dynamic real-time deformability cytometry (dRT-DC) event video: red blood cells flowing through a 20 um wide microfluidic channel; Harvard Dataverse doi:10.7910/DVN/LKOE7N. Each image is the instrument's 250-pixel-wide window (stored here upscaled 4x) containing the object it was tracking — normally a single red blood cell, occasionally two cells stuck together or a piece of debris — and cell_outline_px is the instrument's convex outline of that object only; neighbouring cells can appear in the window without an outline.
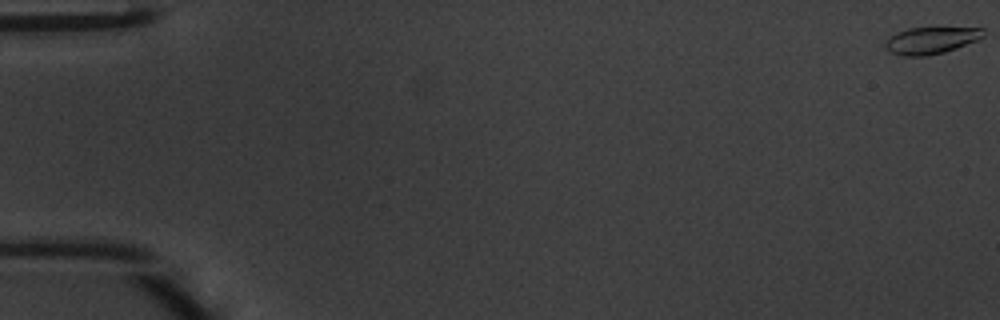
{"species": "common noctule bat (a hibernating species)", "species_latin": "Nyctalus noctula", "temperature_condition": "warm", "stored_images_in_passage": 49, "camera_frame_rate_fps": 3000, "um_per_image_px": 0.085, "animal": {"sex": "male", "body_mass_g": 20.1, "forearm_length_mm": 53.5}, "frame": {"image": 1, "passage_image": 1, "time_ms": 0.0, "image_size_px": [1000, 320], "cell_outline_px": [[984, 36], [976, 40], [956, 48], [944, 52], [928, 56], [904, 56], [888, 52], [884, 48], [884, 44], [896, 32], [908, 28], [984, 28]], "centroid_in_image_um": [79.1, 3.44], "position_along_channel_um": 5.9, "area_um2": 15.26}}
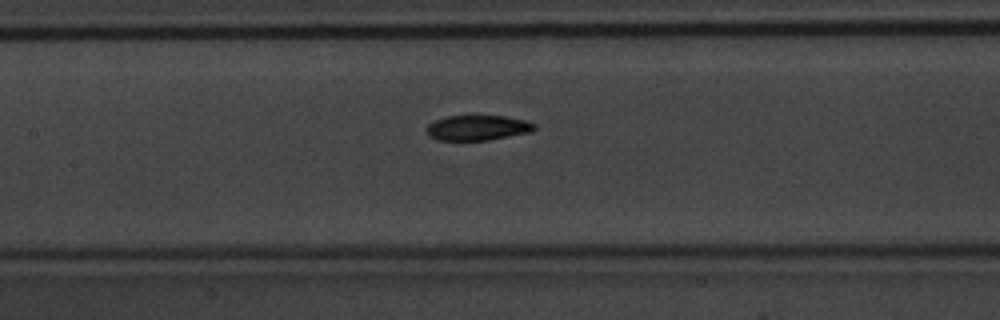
{"frame": {"image": 2, "passage_image": 24, "time_ms": 7.667, "image_size_px": [1000, 320], "cell_outline_px": [[536, 128], [532, 132], [488, 140], [436, 140], [428, 136], [428, 124], [436, 120], [448, 116], [504, 116], [524, 120], [536, 124]], "centroid_in_image_um": [40.62, 10.87], "position_along_channel_um": 166.8, "area_um2": 15.72}}
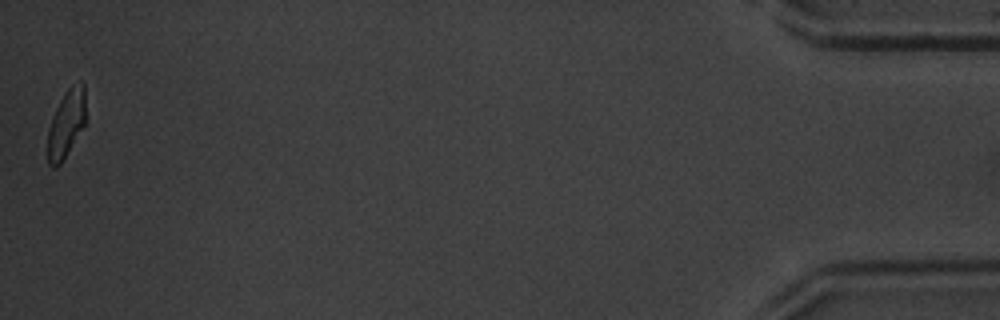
{"frame": {"image": 3, "passage_image": 49, "time_ms": 16.0, "image_size_px": [1000, 320], "cell_outline_px": [[84, 124], [60, 164], [56, 168], [52, 168], [48, 164], [48, 128], [52, 116], [64, 92], [72, 84], [80, 80], [84, 84]], "centroid_in_image_um": [5.6, 10.49], "position_along_channel_um": 429.6, "area_um2": 14.68}, "authors_computed_cell_mechanics": {"area_um2": 16.4152, "velocity_mm_per_s": 4.239, "shape_relaxation_time_tau1_ms": 2.1312, "shape_relaxation_time_tau2_ms": 2.1937, "deformation_change_tau1": 0.16, "deformation_change_tau2": 0.0785}}